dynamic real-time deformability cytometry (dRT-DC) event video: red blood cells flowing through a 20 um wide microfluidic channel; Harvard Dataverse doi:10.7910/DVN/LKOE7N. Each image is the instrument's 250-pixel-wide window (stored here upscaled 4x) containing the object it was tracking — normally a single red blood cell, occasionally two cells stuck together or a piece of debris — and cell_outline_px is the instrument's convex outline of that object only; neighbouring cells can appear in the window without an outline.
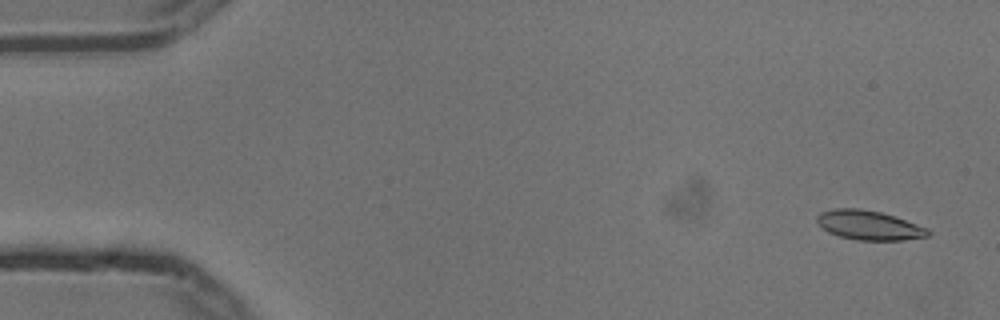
{"species": "common noctule bat (a hibernating species)", "species_latin": "Nyctalus noctula", "temperature_condition": "cold", "stored_images_in_passage": 6, "camera_frame_rate_fps": 3000, "um_per_image_px": 0.085, "animal": {"sex": "male", "body_mass_g": 13.3}, "frame": {"image": 1, "passage_image": 1, "time_ms": 0.0, "image_size_px": [1000, 320], "cell_outline_px": [[932, 232], [928, 236], [904, 240], [856, 240], [840, 236], [828, 232], [816, 220], [816, 216], [820, 212], [832, 208], [860, 208], [880, 212], [896, 216], [928, 228]], "centroid_in_image_um": [73.88, 19.13], "position_along_channel_um": 11.1, "area_um2": 19.13}}
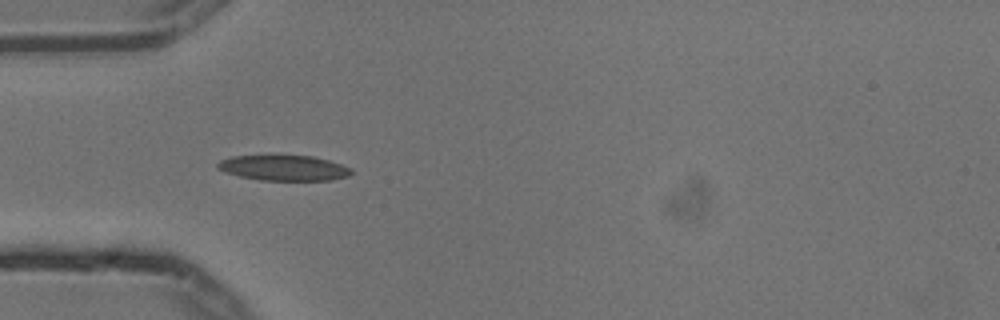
{"frame": {"image": 2, "passage_image": 5, "time_ms": 1.333, "image_size_px": [1000, 320], "cell_outline_px": [[352, 172], [348, 176], [332, 180], [260, 180], [240, 176], [224, 172], [216, 168], [216, 164], [220, 160], [232, 156], [272, 152], [312, 156], [328, 160], [352, 168]], "centroid_in_image_um": [24.05, 14.21], "position_along_channel_um": 60.9, "area_um2": 20.81}}
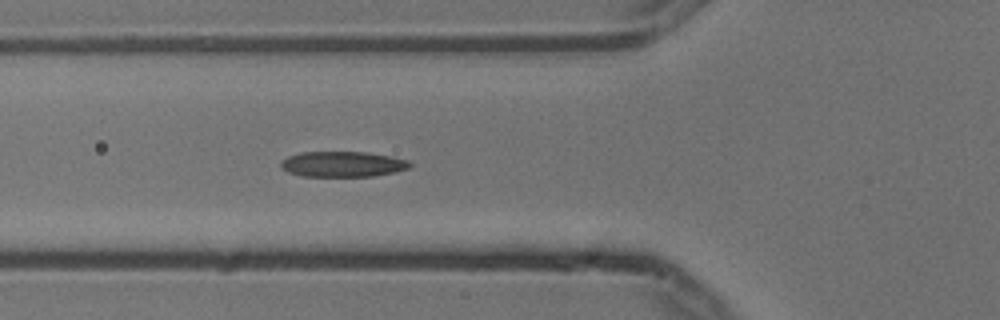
{"frame": {"image": 3, "passage_image": 6, "time_ms": 1.667, "image_size_px": [1000, 320], "cell_outline_px": [[412, 168], [396, 172], [372, 176], [304, 176], [288, 172], [280, 164], [280, 160], [288, 156], [300, 152], [368, 152], [392, 156], [408, 160], [412, 164]], "centroid_in_image_um": [29.18, 13.94], "position_along_channel_um": 96.6, "area_um2": 19.31}}